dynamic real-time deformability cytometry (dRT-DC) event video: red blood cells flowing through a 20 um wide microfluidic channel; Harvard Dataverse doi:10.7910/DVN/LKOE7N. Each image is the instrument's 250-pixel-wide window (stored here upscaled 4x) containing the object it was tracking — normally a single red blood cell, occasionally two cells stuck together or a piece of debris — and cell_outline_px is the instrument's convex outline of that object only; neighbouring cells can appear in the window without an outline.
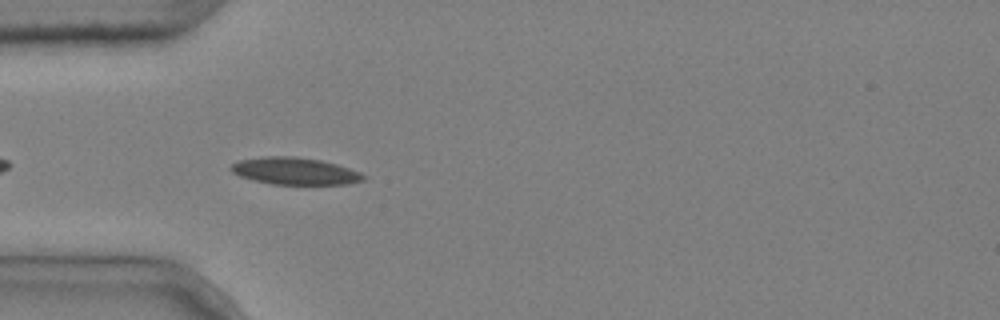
{"species": "common noctule bat (a hibernating species)", "species_latin": "Nyctalus noctula", "temperature_condition": "cold", "stored_images_in_passage": 5, "camera_frame_rate_fps": 3000, "um_per_image_px": 0.085, "animal": {"sex": "male", "body_mass_g": 20.4}, "frame": {"image": 1, "passage_image": 4, "time_ms": 1.0, "image_size_px": [1000, 320], "cell_outline_px": [[368, 176], [364, 180], [348, 184], [272, 184], [252, 180], [240, 176], [232, 172], [228, 168], [232, 164], [240, 160], [268, 156], [296, 156], [320, 160], [336, 164], [360, 172]], "centroid_in_image_um": [25.07, 14.54], "position_along_channel_um": 59.9, "area_um2": 20.92}}